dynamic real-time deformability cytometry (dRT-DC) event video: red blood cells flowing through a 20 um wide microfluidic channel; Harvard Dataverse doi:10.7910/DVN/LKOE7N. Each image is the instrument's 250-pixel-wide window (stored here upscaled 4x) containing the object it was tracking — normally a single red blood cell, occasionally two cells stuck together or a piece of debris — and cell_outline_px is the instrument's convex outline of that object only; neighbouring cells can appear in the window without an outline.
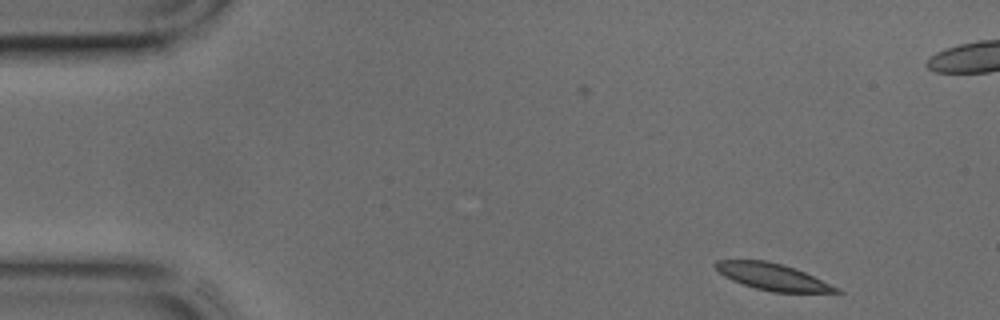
{"species": "common noctule bat (a hibernating species)", "species_latin": "Nyctalus noctula", "temperature_condition": "cold", "stored_images_in_passage": 41, "camera_frame_rate_fps": 3000, "um_per_image_px": 0.085, "animal": {"sex": "male", "body_mass_g": 17.9, "forearm_length_mm": 54.2}, "frame": {"image": 1, "passage_image": 1, "time_ms": 0.0, "image_size_px": [1000, 320], "cell_outline_px": [[844, 292], [772, 292], [756, 288], [732, 280], [724, 276], [712, 264], [716, 260], [768, 260], [804, 272], [840, 288]], "centroid_in_image_um": [65.65, 23.52], "position_along_channel_um": 19.4, "area_um2": 18.5}}
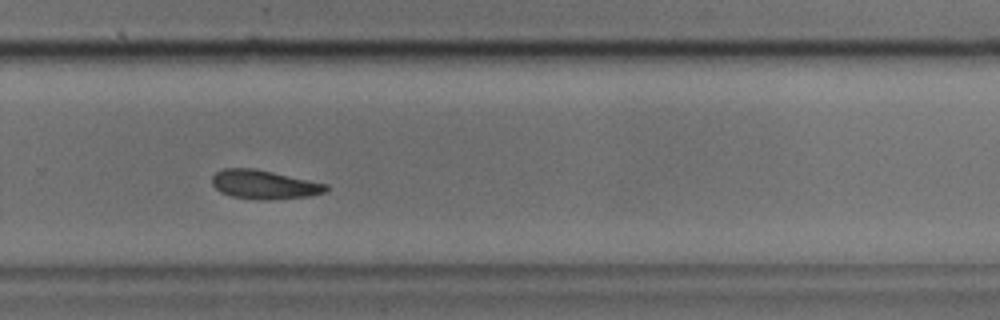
{"frame": {"image": 2, "passage_image": 26, "time_ms": 8.333, "image_size_px": [1000, 320], "cell_outline_px": [[328, 192], [308, 196], [268, 200], [260, 200], [232, 196], [220, 192], [212, 184], [212, 176], [216, 172], [224, 168], [256, 168], [328, 184]], "centroid_in_image_um": [22.47, 15.68], "position_along_channel_um": 307.3, "area_um2": 19.31}}
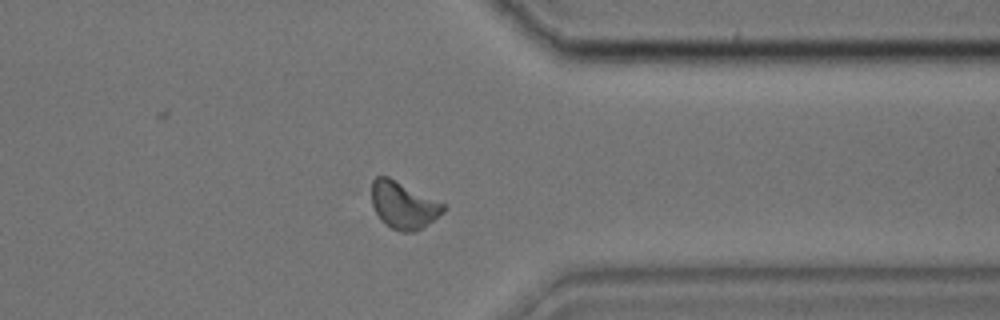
{"frame": {"image": 3, "passage_image": 31, "time_ms": 10.0, "image_size_px": [1000, 320], "cell_outline_px": [[448, 208], [444, 212], [416, 232], [400, 232], [384, 224], [380, 220], [372, 204], [372, 180], [376, 176], [388, 176], [448, 204]], "centroid_in_image_um": [34.33, 17.43], "position_along_channel_um": 377.1, "area_um2": 20.06}}